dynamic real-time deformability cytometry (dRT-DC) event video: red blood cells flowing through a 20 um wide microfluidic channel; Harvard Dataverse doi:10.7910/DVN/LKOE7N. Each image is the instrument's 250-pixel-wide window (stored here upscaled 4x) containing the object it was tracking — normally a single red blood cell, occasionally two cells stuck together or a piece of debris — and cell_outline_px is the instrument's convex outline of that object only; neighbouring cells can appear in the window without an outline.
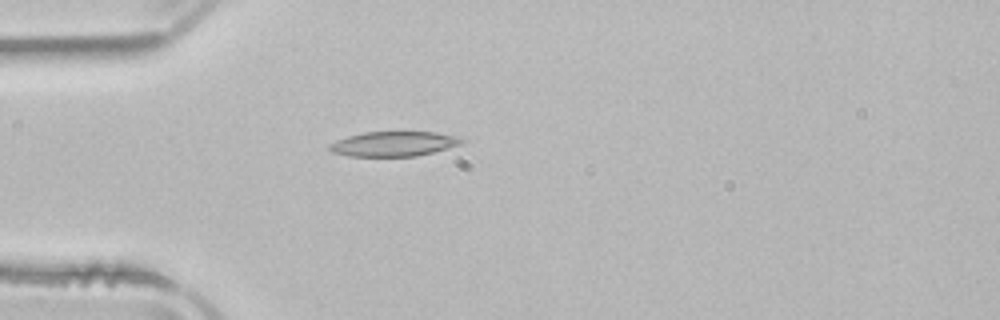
{"species": "common noctule bat (a hibernating species)", "species_latin": "Nyctalus noctula", "temperature_condition": "room temperature", "stored_images_in_passage": 38, "camera_frame_rate_fps": 3000, "um_per_image_px": 0.085, "animal": {"sex": "male", "body_mass_g": 21.5, "forearm_length_mm": 52.0}, "frame": {"image": 1, "passage_image": 1, "time_ms": 0.0, "image_size_px": [1000, 320], "cell_outline_px": [[464, 140], [460, 144], [432, 152], [416, 156], [348, 156], [332, 152], [328, 148], [328, 144], [336, 140], [348, 136], [364, 132], [436, 132], [460, 136]], "centroid_in_image_um": [33.44, 12.22], "position_along_channel_um": 51.6, "area_um2": 19.07}}
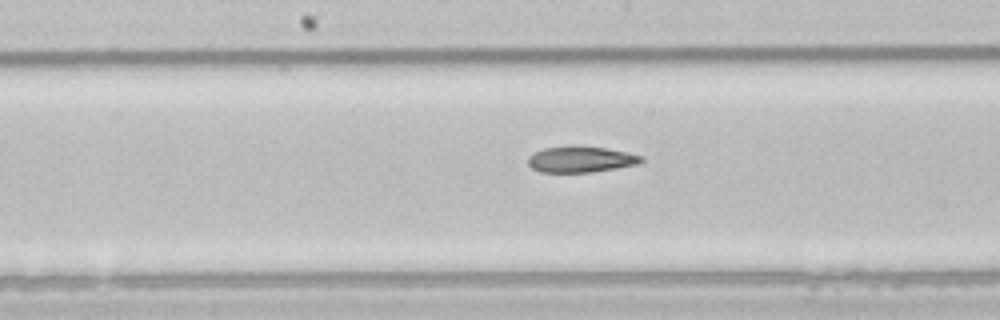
{"frame": {"image": 2, "passage_image": 13, "time_ms": 4.0, "image_size_px": [1000, 320], "cell_outline_px": [[644, 160], [636, 164], [616, 168], [592, 172], [540, 172], [532, 168], [528, 164], [528, 156], [544, 148], [568, 144], [572, 144], [608, 148], [628, 152], [644, 156]], "centroid_in_image_um": [49.36, 13.51], "position_along_channel_um": 198.8, "area_um2": 17.57}}
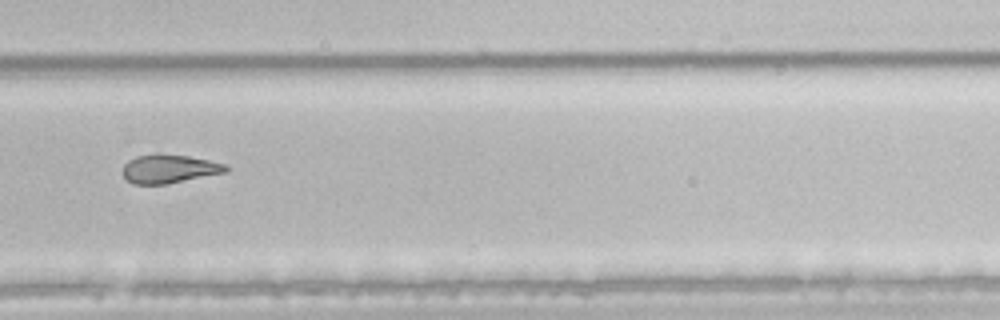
{"frame": {"image": 3, "passage_image": 22, "time_ms": 7.0, "image_size_px": [1000, 320], "cell_outline_px": [[228, 172], [168, 184], [132, 184], [124, 176], [124, 164], [128, 160], [136, 156], [188, 156], [228, 164]], "centroid_in_image_um": [14.44, 14.39], "position_along_channel_um": 315.4, "area_um2": 16.76}, "authors_computed_cell_mechanics": {"area_um2": 18.0047, "velocity_mm_per_s": 3.9108, "shape_relaxation_time_tau1_ms": null, "shape_relaxation_time_tau2_ms": 8.2866, "deformation_change_tau1": null, "deformation_change_tau2": 0.1838}}